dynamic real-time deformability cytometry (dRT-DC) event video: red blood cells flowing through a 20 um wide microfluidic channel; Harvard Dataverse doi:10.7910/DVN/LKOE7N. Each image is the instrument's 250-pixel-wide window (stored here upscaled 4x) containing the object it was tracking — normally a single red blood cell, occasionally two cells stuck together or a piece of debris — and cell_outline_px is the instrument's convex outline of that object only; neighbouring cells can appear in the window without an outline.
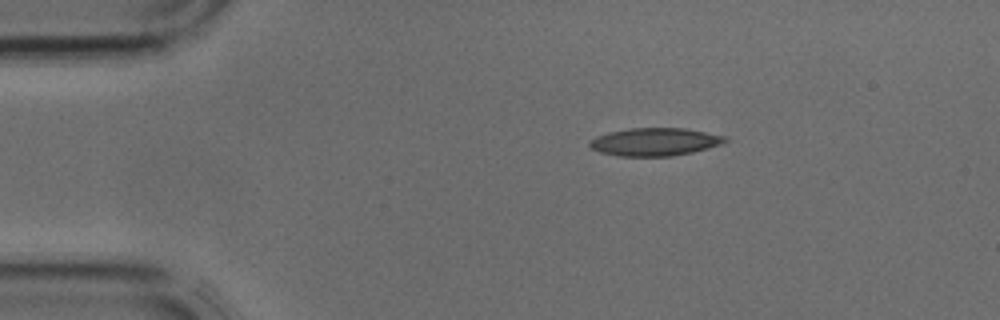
{"species": "common noctule bat (a hibernating species)", "species_latin": "Nyctalus noctula", "temperature_condition": "cold", "stored_images_in_passage": 2, "camera_frame_rate_fps": 3000, "um_per_image_px": 0.085, "animal": {"sex": "male", "body_mass_g": 17.9, "forearm_length_mm": 54.2}, "frame": {"image": 1, "passage_image": 1, "time_ms": 0.0, "image_size_px": [1000, 320], "cell_outline_px": [[728, 140], [720, 144], [708, 148], [692, 152], [672, 156], [620, 156], [600, 152], [592, 148], [588, 144], [596, 136], [608, 132], [628, 128], [684, 128], [728, 136]], "centroid_in_image_um": [55.67, 12.05], "position_along_channel_um": 29.3, "area_um2": 21.96}}